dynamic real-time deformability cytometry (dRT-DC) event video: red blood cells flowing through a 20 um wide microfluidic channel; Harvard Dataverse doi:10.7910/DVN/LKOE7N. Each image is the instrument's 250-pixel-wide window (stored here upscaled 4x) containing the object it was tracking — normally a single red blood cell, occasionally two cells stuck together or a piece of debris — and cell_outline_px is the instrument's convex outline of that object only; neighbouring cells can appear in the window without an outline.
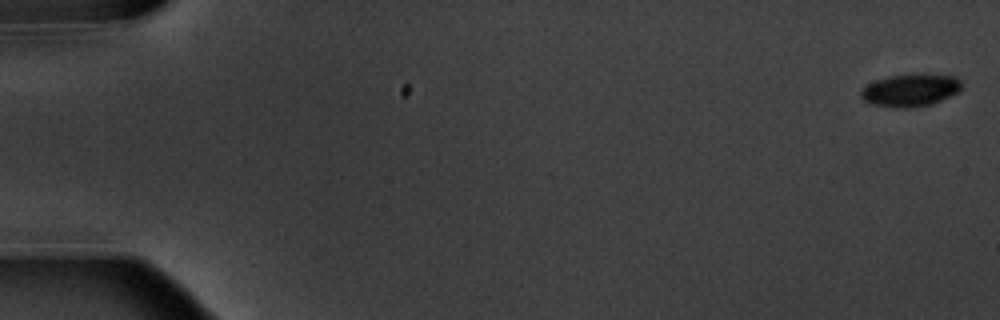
{"species": "common noctule bat (a hibernating species)", "species_latin": "Nyctalus noctula", "temperature_condition": "warm", "stored_images_in_passage": 6, "camera_frame_rate_fps": 3000, "um_per_image_px": 0.085, "animal": {"sex": "male", "body_mass_g": 20.1, "forearm_length_mm": 53.5}, "frame": {"image": 1, "passage_image": 1, "time_ms": 0.0, "image_size_px": [1000, 320], "cell_outline_px": [[960, 88], [956, 92], [940, 100], [928, 104], [904, 108], [900, 108], [872, 104], [864, 100], [860, 96], [860, 92], [868, 84], [876, 80], [888, 76], [956, 76], [960, 80]], "centroid_in_image_um": [77.32, 7.69], "position_along_channel_um": 7.7, "area_um2": 18.03}}
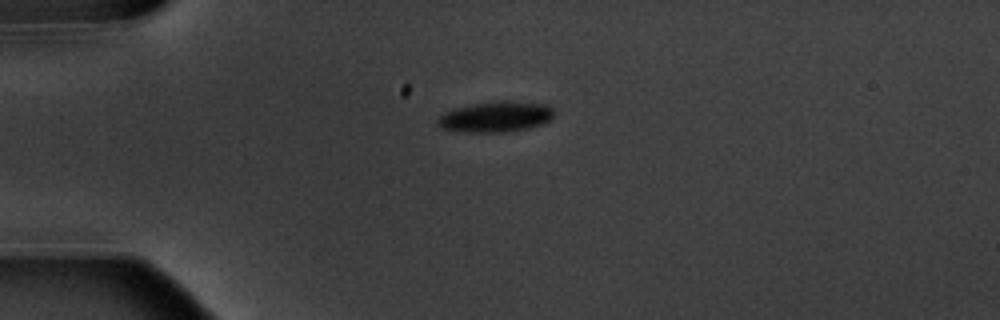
{"frame": {"image": 2, "passage_image": 5, "time_ms": 4.667, "image_size_px": [1000, 320], "cell_outline_px": [[552, 116], [548, 120], [540, 124], [528, 128], [508, 132], [468, 132], [440, 128], [436, 124], [436, 120], [444, 112], [456, 108], [476, 104], [504, 100], [544, 104], [552, 108]], "centroid_in_image_um": [42.09, 9.93], "position_along_channel_um": 42.9, "area_um2": 20.46}}